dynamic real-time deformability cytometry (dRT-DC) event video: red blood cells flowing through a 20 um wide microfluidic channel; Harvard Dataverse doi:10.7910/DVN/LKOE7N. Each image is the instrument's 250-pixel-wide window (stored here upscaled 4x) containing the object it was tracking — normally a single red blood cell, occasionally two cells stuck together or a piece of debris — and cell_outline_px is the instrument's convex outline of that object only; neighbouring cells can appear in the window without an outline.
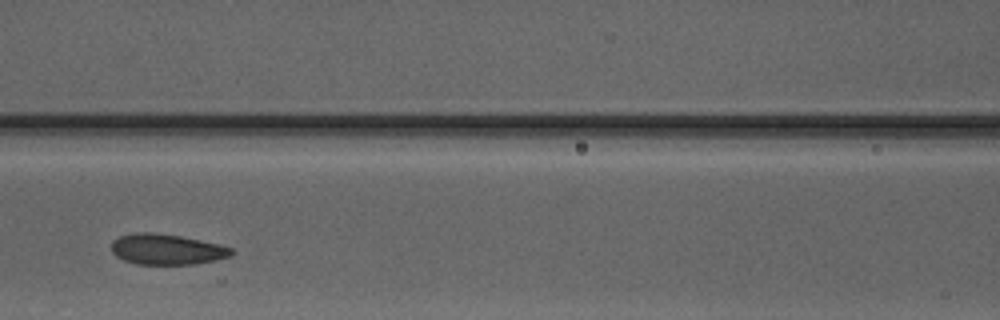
{"species": "Egyptian fruit bat (a non-hibernating species)", "species_latin": "Rousettus aegyptiacus", "temperature_condition": "warm", "stored_images_in_passage": 3, "camera_frame_rate_fps": 3000, "um_per_image_px": 0.085, "animal": {"sex": "male"}, "frame": {"image": 1, "passage_image": 3, "time_ms": 2.333, "image_size_px": [1000, 320], "cell_outline_px": [[236, 252], [232, 256], [196, 264], [136, 264], [124, 260], [116, 256], [112, 252], [112, 240], [120, 236], [136, 232], [148, 232], [180, 236], [220, 244], [232, 248]], "centroid_in_image_um": [14.2, 21.19], "position_along_channel_um": 152.4, "area_um2": 21.44}}